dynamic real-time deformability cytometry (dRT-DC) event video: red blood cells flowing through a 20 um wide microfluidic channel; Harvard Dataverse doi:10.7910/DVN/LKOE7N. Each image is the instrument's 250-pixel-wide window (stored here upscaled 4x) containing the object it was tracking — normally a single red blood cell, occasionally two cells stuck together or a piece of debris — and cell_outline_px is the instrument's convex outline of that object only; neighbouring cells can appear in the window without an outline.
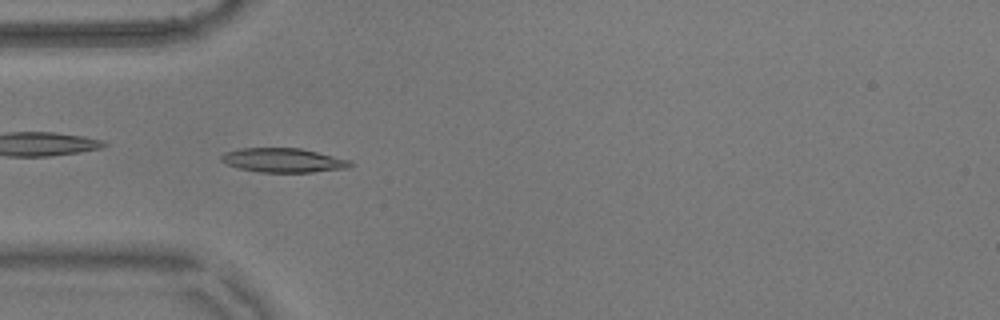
{"species": "common noctule bat (a hibernating species)", "species_latin": "Nyctalus noctula", "temperature_condition": "warm", "stored_images_in_passage": 56, "camera_frame_rate_fps": 3000, "um_per_image_px": 0.085, "animal": {"sex": "male", "body_mass_g": 17.9}, "frame": {"image": 1, "passage_image": 17, "time_ms": 5.333, "image_size_px": [1000, 320], "cell_outline_px": [[352, 164], [348, 168], [312, 172], [260, 172], [240, 168], [228, 164], [220, 160], [220, 156], [224, 152], [240, 148], [300, 148], [352, 160]], "centroid_in_image_um": [24.09, 13.62], "position_along_channel_um": 60.9, "area_um2": 18.15}, "authors_computed_cell_mechanics": {"area_um2": 17.1088, "velocity_mm_per_s": 3.5887, "shape_relaxation_time_tau1_ms": 5.2968, "shape_relaxation_time_tau2_ms": 2.3557, "deformation_change_tau1": 0.1807, "deformation_change_tau2": 0.0709}}